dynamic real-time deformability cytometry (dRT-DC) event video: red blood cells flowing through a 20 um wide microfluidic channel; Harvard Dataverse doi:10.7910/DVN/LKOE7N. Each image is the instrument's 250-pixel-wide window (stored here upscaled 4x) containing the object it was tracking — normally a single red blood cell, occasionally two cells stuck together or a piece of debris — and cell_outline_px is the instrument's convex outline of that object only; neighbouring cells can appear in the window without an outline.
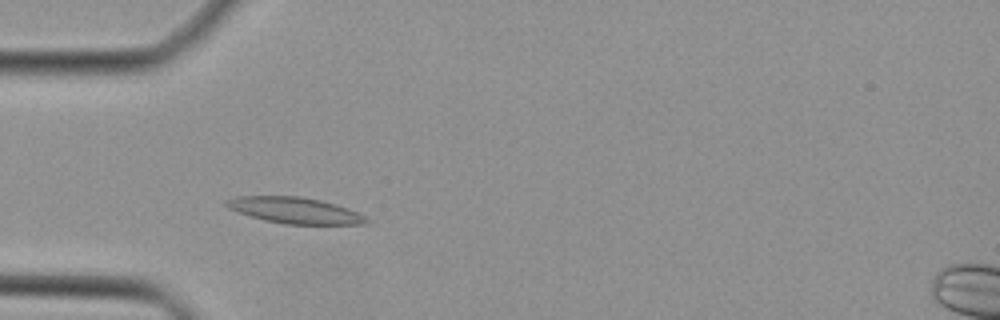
{"species": "Egyptian fruit bat (a non-hibernating species)", "species_latin": "Rousettus aegyptiacus", "temperature_condition": "cold", "stored_images_in_passage": 41, "camera_frame_rate_fps": 3000, "um_per_image_px": 0.085, "animal": {"sex": "female"}, "frame": {"image": 1, "passage_image": 9, "time_ms": 2.667, "image_size_px": [1000, 320], "cell_outline_px": [[372, 224], [284, 224], [264, 220], [228, 208], [224, 204], [224, 200], [236, 196], [300, 196], [320, 200], [348, 208], [364, 216]], "centroid_in_image_um": [25.05, 17.88], "position_along_channel_um": 60.0, "area_um2": 21.21}}
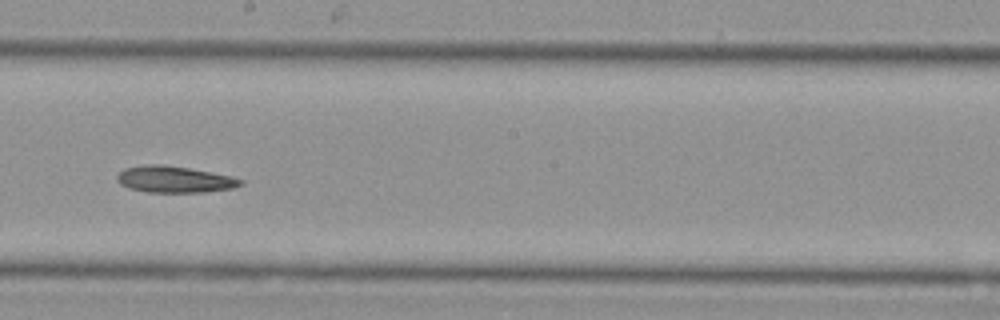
{"frame": {"image": 2, "passage_image": 21, "time_ms": 6.667, "image_size_px": [1000, 320], "cell_outline_px": [[244, 184], [232, 188], [204, 192], [148, 192], [128, 188], [120, 184], [116, 180], [116, 176], [124, 168], [144, 164], [160, 164], [188, 168], [232, 176], [244, 180]], "centroid_in_image_um": [14.81, 15.24], "position_along_channel_um": 233.4, "area_um2": 19.13}}
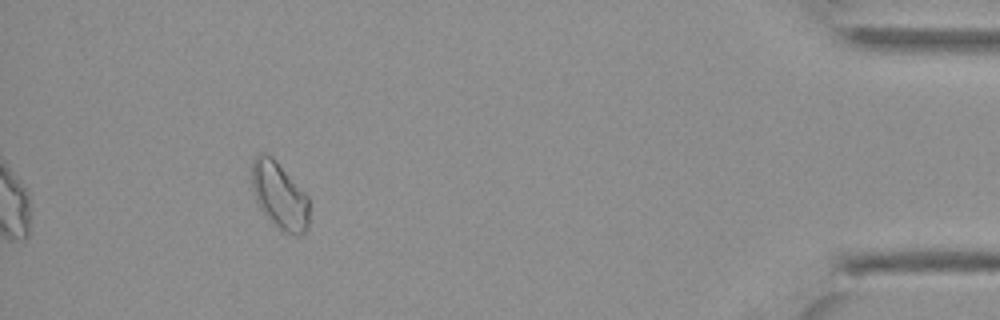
{"frame": {"image": 3, "passage_image": 37, "time_ms": 12.0, "image_size_px": [1000, 320], "cell_outline_px": [[308, 228], [304, 236], [292, 236], [284, 232], [260, 208], [256, 200], [252, 188], [252, 160], [260, 152], [264, 152], [272, 156], [276, 160], [308, 196]], "centroid_in_image_um": [23.77, 16.62], "position_along_channel_um": 411.4, "area_um2": 22.31}}